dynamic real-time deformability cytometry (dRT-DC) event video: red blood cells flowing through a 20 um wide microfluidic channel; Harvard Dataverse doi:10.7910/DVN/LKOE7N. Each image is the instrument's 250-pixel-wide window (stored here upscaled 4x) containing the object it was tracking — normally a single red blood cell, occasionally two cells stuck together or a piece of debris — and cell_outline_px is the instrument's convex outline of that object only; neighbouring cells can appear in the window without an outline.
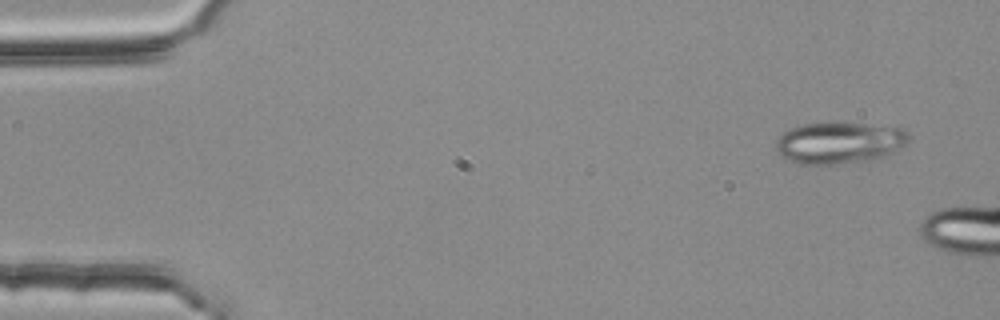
{"species": "common noctule bat (a hibernating species)", "species_latin": "Nyctalus noctula", "temperature_condition": "room temperature", "stored_images_in_passage": 3, "camera_frame_rate_fps": 3000, "um_per_image_px": 0.085, "animal": {"sex": "female", "body_mass_g": 25.1}, "frame": {"image": 1, "passage_image": 1, "time_ms": 0.0, "image_size_px": [1000, 320], "cell_outline_px": [[908, 140], [896, 152], [884, 156], [832, 164], [800, 164], [784, 156], [776, 148], [776, 140], [784, 132], [792, 128], [804, 124], [864, 124], [904, 128], [908, 132]], "centroid_in_image_um": [71.36, 12.13], "position_along_channel_um": 13.6, "area_um2": 31.1}}